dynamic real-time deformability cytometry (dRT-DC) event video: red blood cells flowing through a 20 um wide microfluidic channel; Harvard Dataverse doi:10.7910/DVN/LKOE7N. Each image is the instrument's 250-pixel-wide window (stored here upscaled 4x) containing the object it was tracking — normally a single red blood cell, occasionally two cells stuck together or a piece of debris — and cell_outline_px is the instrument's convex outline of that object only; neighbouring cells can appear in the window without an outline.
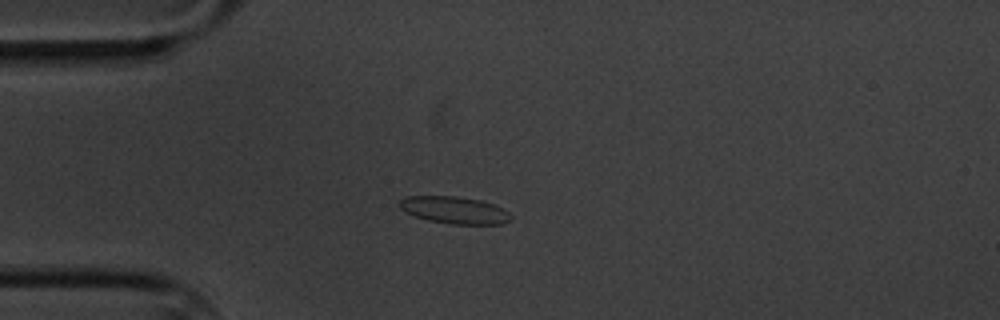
{"species": "common noctule bat (a hibernating species)", "species_latin": "Nyctalus noctula", "temperature_condition": "cold", "stored_images_in_passage": 5, "camera_frame_rate_fps": 3000, "um_per_image_px": 0.085, "animal": {"sex": "male", "body_mass_g": 20.1, "forearm_length_mm": 53.5}, "frame": {"image": 1, "passage_image": 4, "time_ms": 3.667, "image_size_px": [1000, 320], "cell_outline_px": [[512, 220], [500, 224], [452, 224], [428, 220], [404, 212], [400, 208], [400, 200], [404, 196], [456, 196], [480, 200], [492, 204], [508, 212], [512, 216]], "centroid_in_image_um": [38.61, 17.86], "position_along_channel_um": 46.4, "area_um2": 17.51}}